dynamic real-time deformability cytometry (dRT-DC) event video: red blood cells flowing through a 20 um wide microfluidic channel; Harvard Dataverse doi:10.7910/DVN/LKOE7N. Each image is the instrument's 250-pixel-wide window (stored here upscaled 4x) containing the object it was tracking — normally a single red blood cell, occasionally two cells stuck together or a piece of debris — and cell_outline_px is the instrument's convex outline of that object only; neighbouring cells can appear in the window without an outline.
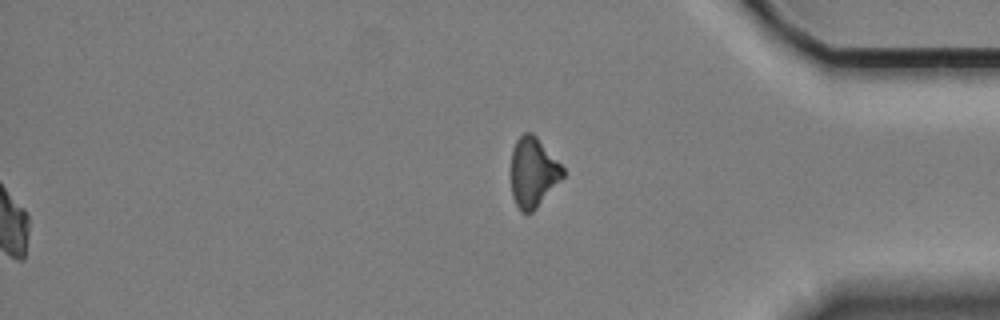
{"species": "Egyptian fruit bat (a non-hibernating species)", "species_latin": "Rousettus aegyptiacus", "temperature_condition": "cold", "stored_images_in_passage": 60, "segment_of_instrument_passage": [2, 2], "camera_frame_rate_fps": 3000, "um_per_image_px": 0.085, "animal": {"sex": "female"}, "frame": {"image": 1, "passage_image": 60, "time_ms": 19.667, "image_size_px": [1000, 320], "cell_outline_px": [[564, 176], [536, 208], [532, 212], [520, 212], [512, 196], [508, 172], [512, 148], [516, 140], [524, 132], [532, 132], [536, 136], [564, 168]], "centroid_in_image_um": [45.25, 14.64], "position_along_channel_um": 390.0, "area_um2": 21.5}}